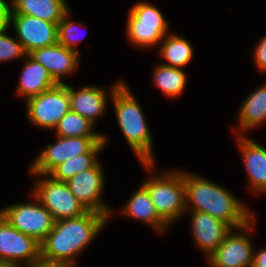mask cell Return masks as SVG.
I'll return each instance as SVG.
<instances>
[{
	"label": "cell",
	"mask_w": 266,
	"mask_h": 267,
	"mask_svg": "<svg viewBox=\"0 0 266 267\" xmlns=\"http://www.w3.org/2000/svg\"><path fill=\"white\" fill-rule=\"evenodd\" d=\"M107 220L105 215L87 210L78 217L56 221L40 243V258L76 267L74 258L103 229Z\"/></svg>",
	"instance_id": "cell-1"
},
{
	"label": "cell",
	"mask_w": 266,
	"mask_h": 267,
	"mask_svg": "<svg viewBox=\"0 0 266 267\" xmlns=\"http://www.w3.org/2000/svg\"><path fill=\"white\" fill-rule=\"evenodd\" d=\"M184 184L186 210L191 206L192 211L209 214L233 229H242L243 233L253 229L250 226L253 223L252 213L222 186L187 173H184Z\"/></svg>",
	"instance_id": "cell-2"
},
{
	"label": "cell",
	"mask_w": 266,
	"mask_h": 267,
	"mask_svg": "<svg viewBox=\"0 0 266 267\" xmlns=\"http://www.w3.org/2000/svg\"><path fill=\"white\" fill-rule=\"evenodd\" d=\"M119 127L127 143L147 170L152 172L154 158L152 137L142 109L123 81L111 89Z\"/></svg>",
	"instance_id": "cell-3"
},
{
	"label": "cell",
	"mask_w": 266,
	"mask_h": 267,
	"mask_svg": "<svg viewBox=\"0 0 266 267\" xmlns=\"http://www.w3.org/2000/svg\"><path fill=\"white\" fill-rule=\"evenodd\" d=\"M142 186L148 191L158 215L168 225L186 211L184 172L152 176Z\"/></svg>",
	"instance_id": "cell-4"
},
{
	"label": "cell",
	"mask_w": 266,
	"mask_h": 267,
	"mask_svg": "<svg viewBox=\"0 0 266 267\" xmlns=\"http://www.w3.org/2000/svg\"><path fill=\"white\" fill-rule=\"evenodd\" d=\"M167 25L157 7L150 3L139 2L129 11L127 36L136 46L151 47L168 35Z\"/></svg>",
	"instance_id": "cell-5"
},
{
	"label": "cell",
	"mask_w": 266,
	"mask_h": 267,
	"mask_svg": "<svg viewBox=\"0 0 266 267\" xmlns=\"http://www.w3.org/2000/svg\"><path fill=\"white\" fill-rule=\"evenodd\" d=\"M33 197L36 202L13 204L1 209L0 214L17 230L41 243L53 229L55 220L34 194Z\"/></svg>",
	"instance_id": "cell-6"
},
{
	"label": "cell",
	"mask_w": 266,
	"mask_h": 267,
	"mask_svg": "<svg viewBox=\"0 0 266 267\" xmlns=\"http://www.w3.org/2000/svg\"><path fill=\"white\" fill-rule=\"evenodd\" d=\"M27 115L35 125L54 129L61 118L70 111L69 85L55 87L26 100Z\"/></svg>",
	"instance_id": "cell-7"
},
{
	"label": "cell",
	"mask_w": 266,
	"mask_h": 267,
	"mask_svg": "<svg viewBox=\"0 0 266 267\" xmlns=\"http://www.w3.org/2000/svg\"><path fill=\"white\" fill-rule=\"evenodd\" d=\"M33 194L47 208L55 222L83 215L87 210L70 191L66 182L51 176L37 181Z\"/></svg>",
	"instance_id": "cell-8"
},
{
	"label": "cell",
	"mask_w": 266,
	"mask_h": 267,
	"mask_svg": "<svg viewBox=\"0 0 266 267\" xmlns=\"http://www.w3.org/2000/svg\"><path fill=\"white\" fill-rule=\"evenodd\" d=\"M103 138H82V137H57L53 145H47L36 157L30 167V173L39 176L47 175L58 165L75 156L90 152Z\"/></svg>",
	"instance_id": "cell-9"
},
{
	"label": "cell",
	"mask_w": 266,
	"mask_h": 267,
	"mask_svg": "<svg viewBox=\"0 0 266 267\" xmlns=\"http://www.w3.org/2000/svg\"><path fill=\"white\" fill-rule=\"evenodd\" d=\"M40 259V243L13 227L0 214V261L27 266Z\"/></svg>",
	"instance_id": "cell-10"
},
{
	"label": "cell",
	"mask_w": 266,
	"mask_h": 267,
	"mask_svg": "<svg viewBox=\"0 0 266 267\" xmlns=\"http://www.w3.org/2000/svg\"><path fill=\"white\" fill-rule=\"evenodd\" d=\"M11 22L27 55L58 42V24L24 14H10Z\"/></svg>",
	"instance_id": "cell-11"
},
{
	"label": "cell",
	"mask_w": 266,
	"mask_h": 267,
	"mask_svg": "<svg viewBox=\"0 0 266 267\" xmlns=\"http://www.w3.org/2000/svg\"><path fill=\"white\" fill-rule=\"evenodd\" d=\"M103 176V171L98 161L91 169L76 174L66 183L86 210L98 212L108 218L110 209L100 198L105 182Z\"/></svg>",
	"instance_id": "cell-12"
},
{
	"label": "cell",
	"mask_w": 266,
	"mask_h": 267,
	"mask_svg": "<svg viewBox=\"0 0 266 267\" xmlns=\"http://www.w3.org/2000/svg\"><path fill=\"white\" fill-rule=\"evenodd\" d=\"M247 237L230 232L207 260L213 267H252L254 251Z\"/></svg>",
	"instance_id": "cell-13"
},
{
	"label": "cell",
	"mask_w": 266,
	"mask_h": 267,
	"mask_svg": "<svg viewBox=\"0 0 266 267\" xmlns=\"http://www.w3.org/2000/svg\"><path fill=\"white\" fill-rule=\"evenodd\" d=\"M78 51L66 48L58 42L33 50L28 55L42 64L57 84H63L61 76L71 74L78 66Z\"/></svg>",
	"instance_id": "cell-14"
},
{
	"label": "cell",
	"mask_w": 266,
	"mask_h": 267,
	"mask_svg": "<svg viewBox=\"0 0 266 267\" xmlns=\"http://www.w3.org/2000/svg\"><path fill=\"white\" fill-rule=\"evenodd\" d=\"M191 214V228L196 245L210 257L233 228L209 214L197 211H192Z\"/></svg>",
	"instance_id": "cell-15"
},
{
	"label": "cell",
	"mask_w": 266,
	"mask_h": 267,
	"mask_svg": "<svg viewBox=\"0 0 266 267\" xmlns=\"http://www.w3.org/2000/svg\"><path fill=\"white\" fill-rule=\"evenodd\" d=\"M238 147L243 155L244 165L250 181L251 190L257 193L266 191V148L236 132Z\"/></svg>",
	"instance_id": "cell-16"
},
{
	"label": "cell",
	"mask_w": 266,
	"mask_h": 267,
	"mask_svg": "<svg viewBox=\"0 0 266 267\" xmlns=\"http://www.w3.org/2000/svg\"><path fill=\"white\" fill-rule=\"evenodd\" d=\"M70 110L95 124V119L106 110V92L100 87L86 86L75 90L69 85Z\"/></svg>",
	"instance_id": "cell-17"
},
{
	"label": "cell",
	"mask_w": 266,
	"mask_h": 267,
	"mask_svg": "<svg viewBox=\"0 0 266 267\" xmlns=\"http://www.w3.org/2000/svg\"><path fill=\"white\" fill-rule=\"evenodd\" d=\"M26 59L20 75L21 80L17 87V94L26 97L27 100L55 87L57 83L42 64L36 62L29 55Z\"/></svg>",
	"instance_id": "cell-18"
},
{
	"label": "cell",
	"mask_w": 266,
	"mask_h": 267,
	"mask_svg": "<svg viewBox=\"0 0 266 267\" xmlns=\"http://www.w3.org/2000/svg\"><path fill=\"white\" fill-rule=\"evenodd\" d=\"M10 14H24L58 24L69 11L65 0H12Z\"/></svg>",
	"instance_id": "cell-19"
},
{
	"label": "cell",
	"mask_w": 266,
	"mask_h": 267,
	"mask_svg": "<svg viewBox=\"0 0 266 267\" xmlns=\"http://www.w3.org/2000/svg\"><path fill=\"white\" fill-rule=\"evenodd\" d=\"M122 212L132 218L140 219L158 231L163 232L168 224L158 215L148 191L141 186L133 193Z\"/></svg>",
	"instance_id": "cell-20"
},
{
	"label": "cell",
	"mask_w": 266,
	"mask_h": 267,
	"mask_svg": "<svg viewBox=\"0 0 266 267\" xmlns=\"http://www.w3.org/2000/svg\"><path fill=\"white\" fill-rule=\"evenodd\" d=\"M106 142V137L103 136V140L98 143L90 152L70 158L69 160L55 167L48 175L55 180L67 182L76 174L91 169L98 162L96 155L104 149Z\"/></svg>",
	"instance_id": "cell-21"
},
{
	"label": "cell",
	"mask_w": 266,
	"mask_h": 267,
	"mask_svg": "<svg viewBox=\"0 0 266 267\" xmlns=\"http://www.w3.org/2000/svg\"><path fill=\"white\" fill-rule=\"evenodd\" d=\"M266 119V84L252 92L243 102L239 112V127L252 129Z\"/></svg>",
	"instance_id": "cell-22"
},
{
	"label": "cell",
	"mask_w": 266,
	"mask_h": 267,
	"mask_svg": "<svg viewBox=\"0 0 266 267\" xmlns=\"http://www.w3.org/2000/svg\"><path fill=\"white\" fill-rule=\"evenodd\" d=\"M164 38L160 49L161 57L167 61L164 65L182 69L190 63L193 58V48L186 39L172 33Z\"/></svg>",
	"instance_id": "cell-23"
},
{
	"label": "cell",
	"mask_w": 266,
	"mask_h": 267,
	"mask_svg": "<svg viewBox=\"0 0 266 267\" xmlns=\"http://www.w3.org/2000/svg\"><path fill=\"white\" fill-rule=\"evenodd\" d=\"M154 71V83L165 96L177 97L182 93L187 77L181 68L160 64L157 65Z\"/></svg>",
	"instance_id": "cell-24"
},
{
	"label": "cell",
	"mask_w": 266,
	"mask_h": 267,
	"mask_svg": "<svg viewBox=\"0 0 266 267\" xmlns=\"http://www.w3.org/2000/svg\"><path fill=\"white\" fill-rule=\"evenodd\" d=\"M93 123L80 114L67 112L57 126L56 135L60 137L103 138V135L92 131Z\"/></svg>",
	"instance_id": "cell-25"
},
{
	"label": "cell",
	"mask_w": 266,
	"mask_h": 267,
	"mask_svg": "<svg viewBox=\"0 0 266 267\" xmlns=\"http://www.w3.org/2000/svg\"><path fill=\"white\" fill-rule=\"evenodd\" d=\"M69 11L63 16L62 20L58 23V43L66 48L78 51L74 44H77L76 26L77 24L69 20Z\"/></svg>",
	"instance_id": "cell-26"
},
{
	"label": "cell",
	"mask_w": 266,
	"mask_h": 267,
	"mask_svg": "<svg viewBox=\"0 0 266 267\" xmlns=\"http://www.w3.org/2000/svg\"><path fill=\"white\" fill-rule=\"evenodd\" d=\"M26 56L22 44L14 38L6 35L5 33L0 34V62Z\"/></svg>",
	"instance_id": "cell-27"
},
{
	"label": "cell",
	"mask_w": 266,
	"mask_h": 267,
	"mask_svg": "<svg viewBox=\"0 0 266 267\" xmlns=\"http://www.w3.org/2000/svg\"><path fill=\"white\" fill-rule=\"evenodd\" d=\"M254 59L260 71H266V36L261 39L254 50Z\"/></svg>",
	"instance_id": "cell-28"
},
{
	"label": "cell",
	"mask_w": 266,
	"mask_h": 267,
	"mask_svg": "<svg viewBox=\"0 0 266 267\" xmlns=\"http://www.w3.org/2000/svg\"><path fill=\"white\" fill-rule=\"evenodd\" d=\"M11 6L5 0H0V34L5 33L10 25Z\"/></svg>",
	"instance_id": "cell-29"
},
{
	"label": "cell",
	"mask_w": 266,
	"mask_h": 267,
	"mask_svg": "<svg viewBox=\"0 0 266 267\" xmlns=\"http://www.w3.org/2000/svg\"><path fill=\"white\" fill-rule=\"evenodd\" d=\"M252 267H266V248L254 252Z\"/></svg>",
	"instance_id": "cell-30"
},
{
	"label": "cell",
	"mask_w": 266,
	"mask_h": 267,
	"mask_svg": "<svg viewBox=\"0 0 266 267\" xmlns=\"http://www.w3.org/2000/svg\"><path fill=\"white\" fill-rule=\"evenodd\" d=\"M26 267H72V266L64 263L49 262L40 258L36 262H33L31 265Z\"/></svg>",
	"instance_id": "cell-31"
},
{
	"label": "cell",
	"mask_w": 266,
	"mask_h": 267,
	"mask_svg": "<svg viewBox=\"0 0 266 267\" xmlns=\"http://www.w3.org/2000/svg\"><path fill=\"white\" fill-rule=\"evenodd\" d=\"M0 267H20L18 263L8 262V261H0Z\"/></svg>",
	"instance_id": "cell-32"
}]
</instances>
